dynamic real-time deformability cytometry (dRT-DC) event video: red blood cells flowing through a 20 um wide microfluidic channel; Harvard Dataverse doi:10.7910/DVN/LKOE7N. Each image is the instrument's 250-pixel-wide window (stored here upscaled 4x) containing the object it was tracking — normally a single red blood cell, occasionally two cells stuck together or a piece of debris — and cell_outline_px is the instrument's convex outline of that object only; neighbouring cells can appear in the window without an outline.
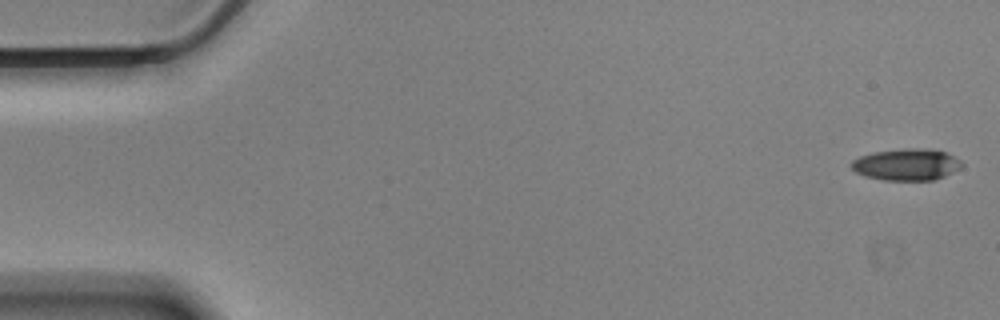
{"species": "Egyptian fruit bat (a non-hibernating species)", "species_latin": "Rousettus aegyptiacus", "temperature_condition": "cold", "stored_images_in_passage": 58, "camera_frame_rate_fps": 3000, "um_per_image_px": 0.085, "animal": {"sex": "male"}, "frame": {"image": 1, "passage_image": 1, "time_ms": 0.0, "image_size_px": [1000, 320], "cell_outline_px": [[964, 164], [960, 168], [936, 180], [884, 180], [864, 176], [856, 172], [848, 164], [852, 160], [860, 156], [872, 152], [904, 148], [928, 148], [944, 152], [960, 160]], "centroid_in_image_um": [77.02, 13.98], "position_along_channel_um": 8.0, "area_um2": 20.52}}
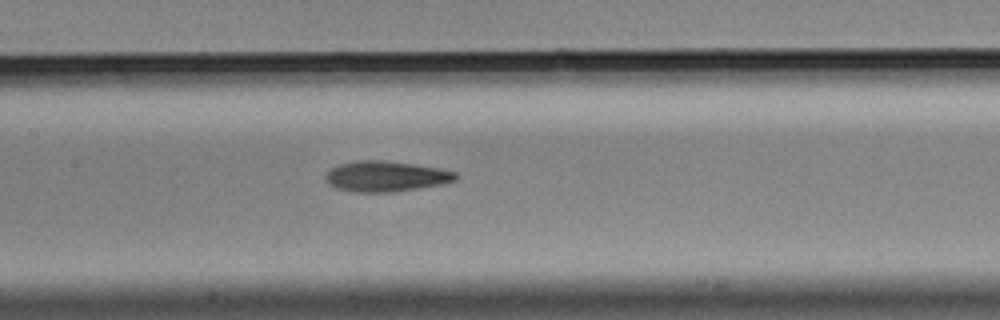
{"frame": {"image": 2, "passage_image": 27, "time_ms": 8.667, "image_size_px": [1000, 320], "cell_outline_px": [[460, 176], [456, 180], [444, 184], [392, 192], [352, 192], [336, 188], [328, 184], [324, 180], [324, 176], [332, 168], [340, 164], [356, 160], [380, 160], [412, 164], [440, 168], [456, 172]], "centroid_in_image_um": [32.8, 14.99], "position_along_channel_um": 174.6, "area_um2": 23.29}}
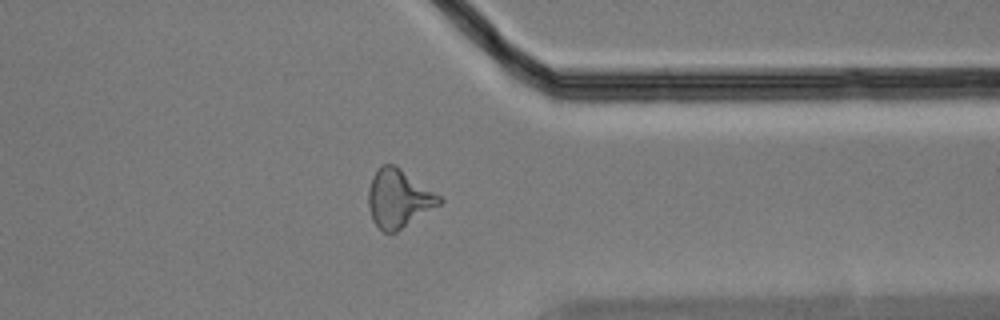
{"frame": {"image": 3, "passage_image": 45, "time_ms": 14.667, "image_size_px": [1000, 320], "cell_outline_px": [[444, 200], [440, 204], [396, 232], [384, 232], [372, 220], [368, 208], [368, 188], [372, 176], [376, 168], [380, 164], [396, 164], [440, 196]], "centroid_in_image_um": [33.84, 16.84], "position_along_channel_um": 377.6, "area_um2": 24.1}, "authors_computed_cell_mechanics": {"area_um2": 22.3686, "velocity_mm_per_s": 3.4734, "shape_relaxation_time_tau1_ms": 5.2209, "shape_relaxation_time_tau2_ms": 2.7819, "deformation_change_tau1": 0.1701, "deformation_change_tau2": 0.1291}}